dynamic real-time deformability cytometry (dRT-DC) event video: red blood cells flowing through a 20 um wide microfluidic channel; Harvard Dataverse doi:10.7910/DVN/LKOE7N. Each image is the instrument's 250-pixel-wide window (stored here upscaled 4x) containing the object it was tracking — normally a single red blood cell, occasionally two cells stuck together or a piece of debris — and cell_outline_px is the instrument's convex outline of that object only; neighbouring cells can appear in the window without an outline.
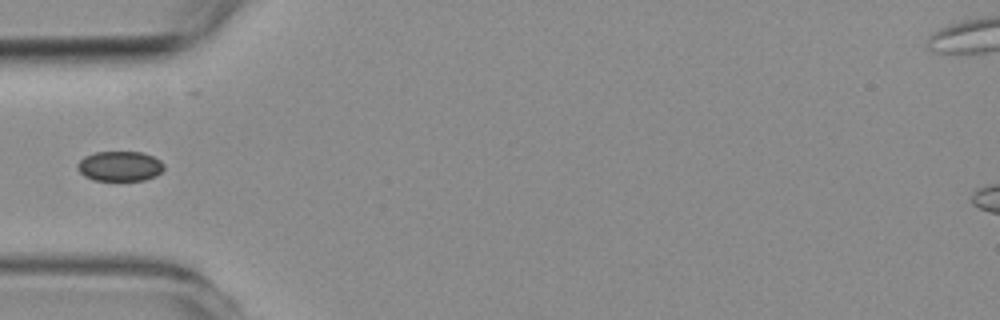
{"species": "common noctule bat (a hibernating species)", "species_latin": "Nyctalus noctula", "temperature_condition": "room temperature", "stored_images_in_passage": 2, "camera_frame_rate_fps": 3000, "um_per_image_px": 0.085, "animal": {"sex": "female", "body_mass_g": 19.3, "forearm_length_mm": 54.1}, "frame": {"image": 1, "passage_image": 1, "time_ms": 0.0, "image_size_px": [1000, 320], "cell_outline_px": [[164, 168], [156, 176], [144, 180], [92, 180], [84, 176], [76, 168], [76, 164], [84, 156], [96, 152], [140, 152], [152, 156], [160, 160], [164, 164]], "centroid_in_image_um": [10.16, 14.12], "position_along_channel_um": 74.8, "area_um2": 15.14}}